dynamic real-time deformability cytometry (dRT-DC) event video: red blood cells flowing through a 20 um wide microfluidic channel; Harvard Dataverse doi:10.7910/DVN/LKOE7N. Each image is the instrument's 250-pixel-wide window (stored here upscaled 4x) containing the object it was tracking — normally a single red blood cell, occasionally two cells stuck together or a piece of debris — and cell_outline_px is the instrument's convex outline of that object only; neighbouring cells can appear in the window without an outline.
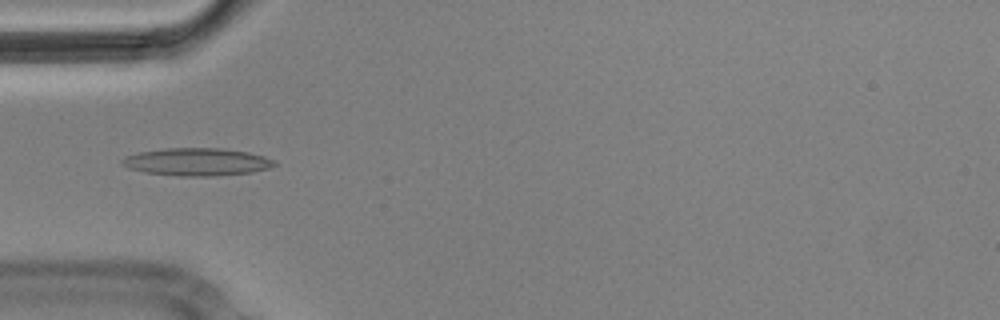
{"species": "Egyptian fruit bat (a non-hibernating species)", "species_latin": "Rousettus aegyptiacus", "temperature_condition": "cold", "stored_images_in_passage": 8, "camera_frame_rate_fps": 3000, "um_per_image_px": 0.085, "animal": {"sex": "male"}, "frame": {"image": 1, "passage_image": 3, "time_ms": 0.667, "image_size_px": [1000, 320], "cell_outline_px": [[276, 164], [268, 168], [252, 172], [216, 176], [176, 176], [144, 172], [128, 168], [120, 164], [120, 160], [124, 156], [140, 152], [164, 148], [224, 148], [248, 152], [264, 156], [276, 160]], "centroid_in_image_um": [16.71, 13.76], "position_along_channel_um": 68.3, "area_um2": 24.8}}
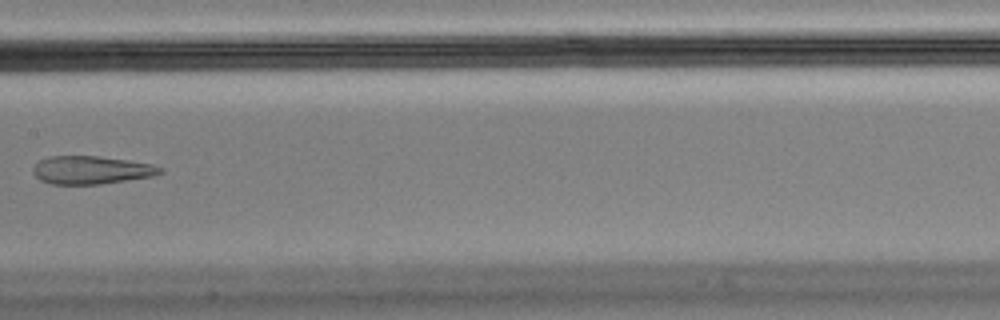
{"frame": {"image": 2, "passage_image": 6, "time_ms": 1.667, "image_size_px": [1000, 320], "cell_outline_px": [[164, 172], [152, 176], [100, 184], [52, 184], [40, 180], [32, 172], [32, 168], [40, 160], [48, 156], [96, 156], [128, 160], [152, 164], [164, 168]], "centroid_in_image_um": [7.76, 14.45], "position_along_channel_um": 199.6, "area_um2": 20.75}}